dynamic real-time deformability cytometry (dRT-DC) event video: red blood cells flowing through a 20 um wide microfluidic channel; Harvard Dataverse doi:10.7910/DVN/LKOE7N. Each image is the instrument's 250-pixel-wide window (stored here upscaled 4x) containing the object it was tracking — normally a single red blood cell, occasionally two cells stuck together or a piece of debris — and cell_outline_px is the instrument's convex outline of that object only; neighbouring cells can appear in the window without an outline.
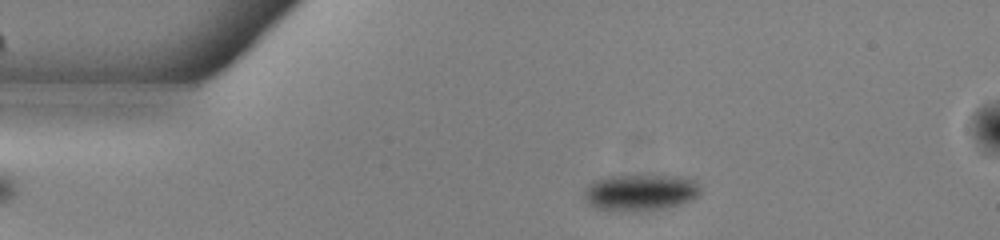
{"species": "common noctule bat (a hibernating species)", "species_latin": "Nyctalus noctula", "temperature_condition": "warm", "stored_images_in_passage": 44, "camera_frame_rate_fps": 3000, "um_per_image_px": 0.085, "animal": {"sex": "male", "body_mass_g": 13.0, "forearm_length_mm": 53.1}, "frame": {"image": 1, "passage_image": 1, "time_ms": 0.0, "image_size_px": [1000, 240], "cell_outline_px": [[700, 192], [692, 200], [680, 204], [660, 208], [620, 212], [596, 208], [588, 204], [584, 200], [584, 188], [592, 180], [608, 176], [684, 176], [696, 180], [700, 188]], "centroid_in_image_um": [54.38, 16.35], "position_along_channel_um": 30.6, "area_um2": 24.85}}
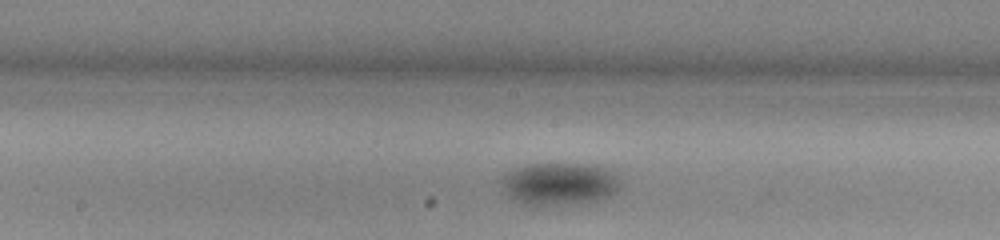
{"frame": {"image": 2, "passage_image": 18, "time_ms": 5.667, "image_size_px": [1000, 240], "cell_outline_px": [[620, 184], [616, 192], [608, 196], [596, 200], [544, 204], [524, 204], [516, 200], [500, 184], [500, 180], [504, 172], [512, 168], [528, 164], [580, 164], [604, 168]], "centroid_in_image_um": [47.44, 15.59], "position_along_channel_um": 200.8, "area_um2": 28.21}}
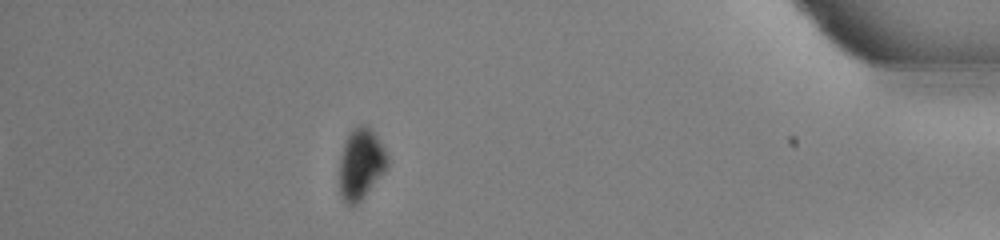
{"frame": {"image": 3, "passage_image": 38, "time_ms": 12.333, "image_size_px": [1000, 240], "cell_outline_px": [[388, 164], [384, 172], [364, 196], [352, 208], [340, 196], [340, 160], [344, 144], [348, 132], [356, 124], [368, 124], [384, 148], [388, 156]], "centroid_in_image_um": [30.67, 13.89], "position_along_channel_um": 404.5, "area_um2": 19.83}, "authors_computed_cell_mechanics": {"area_um2": 26.8481, "velocity_mm_per_s": 3.8477, "shape_relaxation_time_tau1_ms": 2.9242, "shape_relaxation_time_tau2_ms": null, "deformation_change_tau1": 0.07, "deformation_change_tau2": null}}